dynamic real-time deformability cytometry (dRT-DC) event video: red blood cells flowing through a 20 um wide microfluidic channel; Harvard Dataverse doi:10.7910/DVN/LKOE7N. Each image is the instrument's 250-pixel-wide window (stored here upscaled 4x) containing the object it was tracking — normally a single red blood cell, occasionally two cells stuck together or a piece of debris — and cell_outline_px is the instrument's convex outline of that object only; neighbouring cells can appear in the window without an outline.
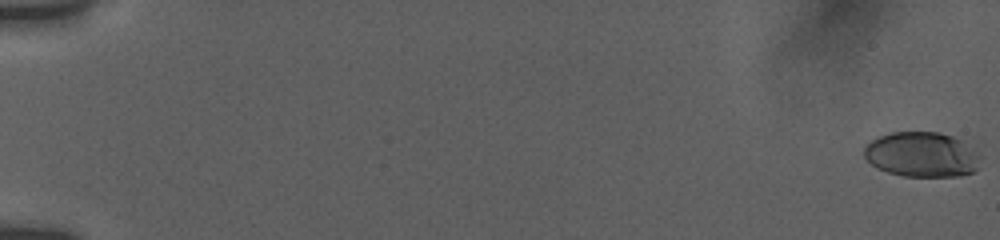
{"species": "human", "species_latin": "Homo sapiens", "temperature_condition": "room temperature", "stored_images_in_passage": 28, "camera_frame_rate_fps": 3000, "um_per_image_px": 0.085, "donor": {"sex": "female"}, "frame": {"image": 1, "passage_image": 1, "time_ms": 0.0, "image_size_px": [1000, 240], "cell_outline_px": [[980, 156], [976, 168], [972, 172], [960, 176], [904, 176], [888, 172], [876, 168], [864, 156], [864, 148], [872, 140], [880, 136], [892, 132], [936, 132], [952, 136], [960, 140], [976, 152]], "centroid_in_image_um": [78.32, 13.14], "position_along_channel_um": 6.7, "area_um2": 30.11}}
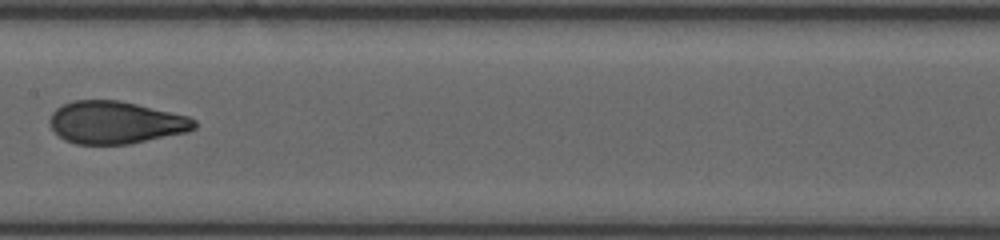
{"frame": {"image": 2, "passage_image": 16, "time_ms": 10.333, "image_size_px": [1000, 240], "cell_outline_px": [[196, 128], [188, 132], [128, 144], [76, 144], [64, 140], [52, 128], [48, 120], [52, 112], [56, 108], [72, 100], [120, 100], [188, 116], [196, 120]], "centroid_in_image_um": [9.82, 10.41], "position_along_channel_um": 197.6, "area_um2": 35.84}}
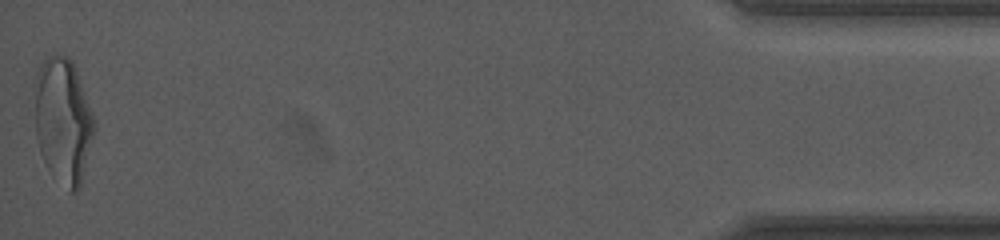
{"frame": {"image": 3, "passage_image": 28, "time_ms": 18.667, "image_size_px": [1000, 240], "cell_outline_px": [[96, 128], [80, 188], [76, 192], [72, 192], [48, 168], [40, 152], [36, 136], [32, 88], [36, 72], [40, 64], [44, 60], [52, 56], [68, 56], [72, 60], [96, 120]], "centroid_in_image_um": [5.35, 10.21], "position_along_channel_um": 429.9, "area_um2": 43.99}, "authors_computed_cell_mechanics": {"area_um2": 35.2869, "velocity_mm_per_s": 3.7841, "shape_relaxation_time_tau1_ms": 7.9271, "shape_relaxation_time_tau2_ms": 0.0592, "deformation_change_tau1": 0.2336, "deformation_change_tau2": 0.048}}